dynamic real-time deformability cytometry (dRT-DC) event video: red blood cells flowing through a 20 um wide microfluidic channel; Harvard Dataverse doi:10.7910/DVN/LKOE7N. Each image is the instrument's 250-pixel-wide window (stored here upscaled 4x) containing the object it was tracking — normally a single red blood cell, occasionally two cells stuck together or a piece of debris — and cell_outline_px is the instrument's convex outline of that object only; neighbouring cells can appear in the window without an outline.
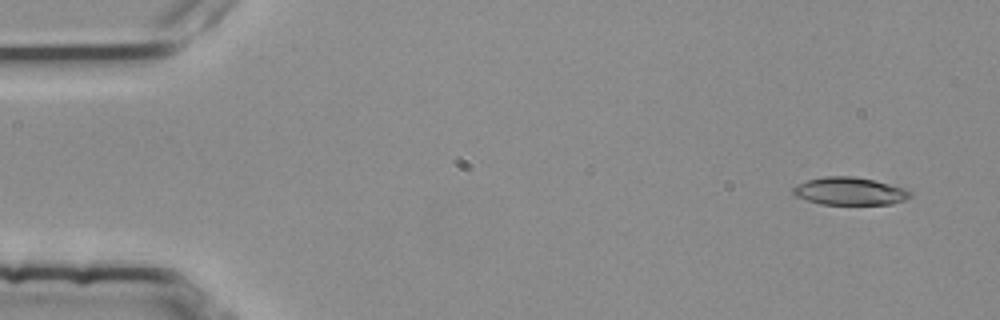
{"species": "common noctule bat (a hibernating species)", "species_latin": "Nyctalus noctula", "temperature_condition": "room temperature", "stored_images_in_passage": 4, "camera_frame_rate_fps": 3000, "um_per_image_px": 0.085, "animal": {"sex": "female", "body_mass_g": 25.1}, "frame": {"image": 1, "passage_image": 1, "time_ms": 0.0, "image_size_px": [1000, 320], "cell_outline_px": [[912, 196], [904, 200], [892, 204], [820, 204], [796, 196], [792, 192], [792, 188], [796, 184], [808, 180], [824, 176], [852, 176], [872, 180], [904, 188], [912, 192]], "centroid_in_image_um": [72.21, 16.25], "position_along_channel_um": 12.8, "area_um2": 18.79}}
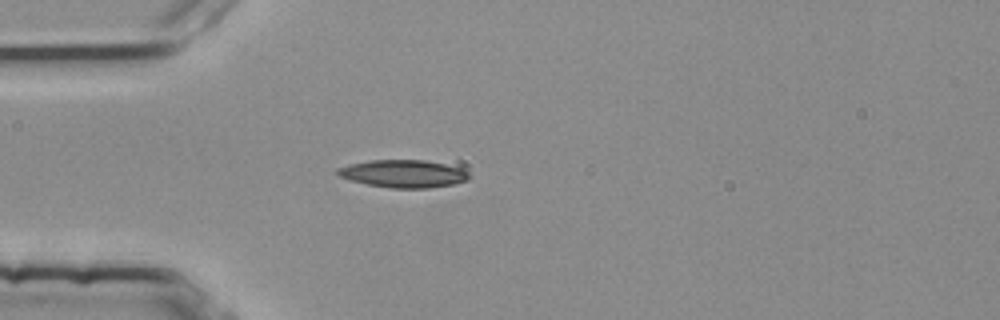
{"frame": {"image": 2, "passage_image": 4, "time_ms": 1.0, "image_size_px": [1000, 320], "cell_outline_px": [[472, 176], [468, 180], [452, 184], [428, 188], [392, 188], [368, 184], [336, 176], [336, 168], [368, 160], [424, 160], [444, 164], [460, 168], [468, 172]], "centroid_in_image_um": [34.28, 14.76], "position_along_channel_um": 50.7, "area_um2": 21.1}}